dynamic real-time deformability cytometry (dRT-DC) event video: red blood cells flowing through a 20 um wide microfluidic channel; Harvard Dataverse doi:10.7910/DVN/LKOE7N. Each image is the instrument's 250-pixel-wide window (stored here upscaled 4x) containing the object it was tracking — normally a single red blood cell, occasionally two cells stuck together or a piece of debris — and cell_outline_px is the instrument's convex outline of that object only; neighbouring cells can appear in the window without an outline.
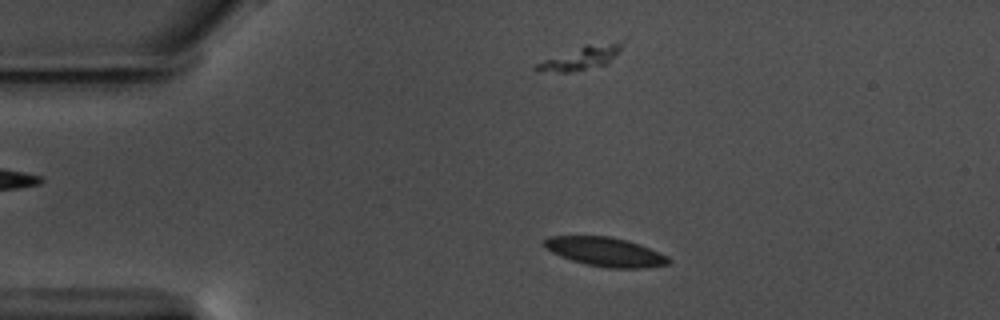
{"species": "common noctule bat (a hibernating species)", "species_latin": "Nyctalus noctula", "temperature_condition": "warm", "stored_images_in_passage": 55, "camera_frame_rate_fps": 3000, "um_per_image_px": 0.085, "animal": {"sex": "male", "body_mass_g": 17.5, "forearm_length_mm": 52.3}, "frame": {"image": 1, "passage_image": 8, "time_ms": 2.333, "image_size_px": [1000, 320], "cell_outline_px": [[672, 260], [668, 264], [644, 268], [608, 268], [584, 264], [560, 256], [544, 248], [544, 240], [548, 236], [608, 236], [628, 240], [668, 256]], "centroid_in_image_um": [51.44, 21.41], "position_along_channel_um": 33.6, "area_um2": 21.04}}
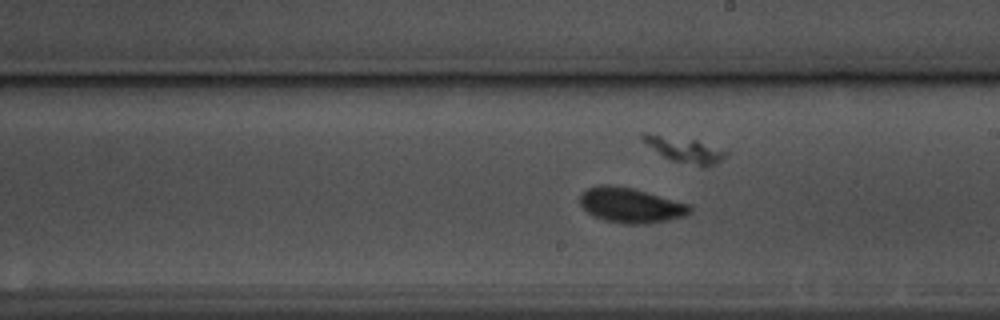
{"frame": {"image": 2, "passage_image": 29, "time_ms": 9.333, "image_size_px": [1000, 320], "cell_outline_px": [[692, 212], [684, 216], [668, 220], [648, 224], [624, 224], [604, 220], [592, 216], [580, 204], [580, 196], [588, 188], [600, 184], [608, 184], [632, 188], [692, 204]], "centroid_in_image_um": [53.64, 17.45], "position_along_channel_um": 235.4, "area_um2": 22.6}}
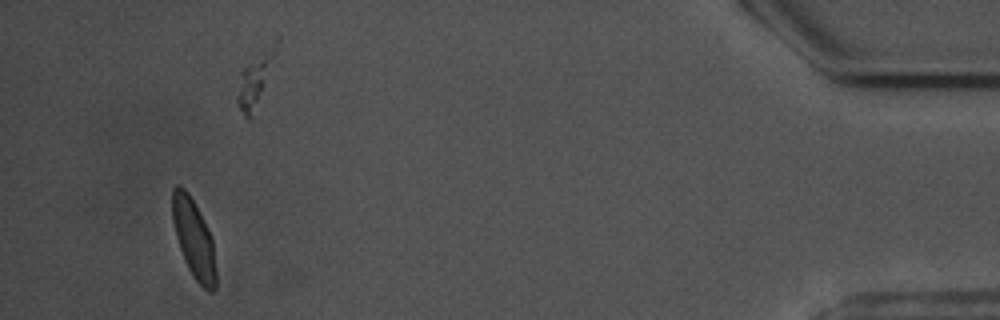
{"frame": {"image": 3, "passage_image": 51, "time_ms": 16.667, "image_size_px": [1000, 320], "cell_outline_px": [[216, 288], [212, 292], [208, 292], [192, 276], [188, 268], [180, 248], [176, 236], [172, 220], [172, 188], [176, 184], [180, 184], [188, 192], [208, 228], [212, 240], [216, 272]], "centroid_in_image_um": [16.46, 20.28], "position_along_channel_um": 418.7, "area_um2": 19.94}, "authors_computed_cell_mechanics": {"area_um2": 20.6346, "velocity_mm_per_s": 3.5182, "shape_relaxation_time_tau1_ms": 2.6577, "shape_relaxation_time_tau2_ms": 0.7738, "deformation_change_tau1": 0.0865, "deformation_change_tau2": 0.0601}}